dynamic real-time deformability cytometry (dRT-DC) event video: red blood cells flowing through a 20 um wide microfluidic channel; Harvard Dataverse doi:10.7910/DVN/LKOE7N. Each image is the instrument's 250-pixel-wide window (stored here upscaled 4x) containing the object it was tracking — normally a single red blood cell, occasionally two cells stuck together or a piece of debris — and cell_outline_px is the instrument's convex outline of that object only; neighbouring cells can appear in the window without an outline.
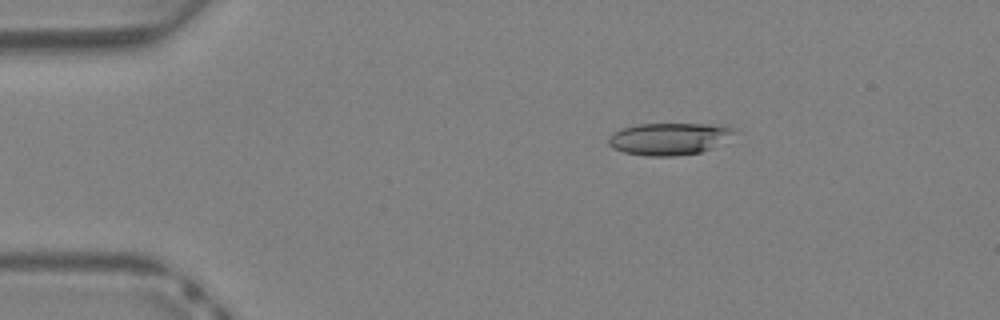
{"species": "Egyptian fruit bat (a non-hibernating species)", "species_latin": "Rousettus aegyptiacus", "temperature_condition": "warm", "stored_images_in_passage": 33, "camera_frame_rate_fps": 3000, "um_per_image_px": 0.085, "animal": {"sex": "female"}, "frame": {"image": 1, "passage_image": 1, "time_ms": 0.0, "image_size_px": [1000, 320], "cell_outline_px": [[732, 132], [712, 148], [700, 152], [676, 156], [644, 156], [624, 152], [612, 148], [608, 144], [608, 136], [624, 128], [640, 124], [708, 124], [732, 128]], "centroid_in_image_um": [56.75, 11.81], "position_along_channel_um": 28.2, "area_um2": 22.89}}
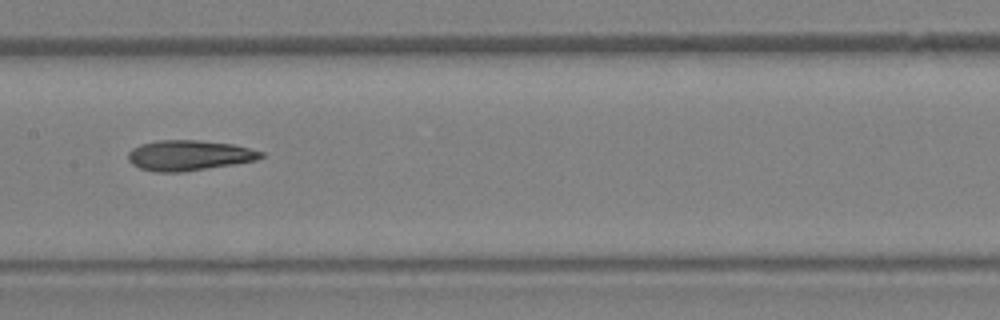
{"frame": {"image": 2, "passage_image": 14, "time_ms": 4.333, "image_size_px": [1000, 320], "cell_outline_px": [[264, 156], [256, 160], [184, 172], [156, 172], [140, 168], [132, 164], [128, 160], [128, 152], [132, 148], [140, 144], [156, 140], [196, 140], [232, 144], [264, 152]], "centroid_in_image_um": [16.03, 13.2], "position_along_channel_um": 191.4, "area_um2": 23.41}}
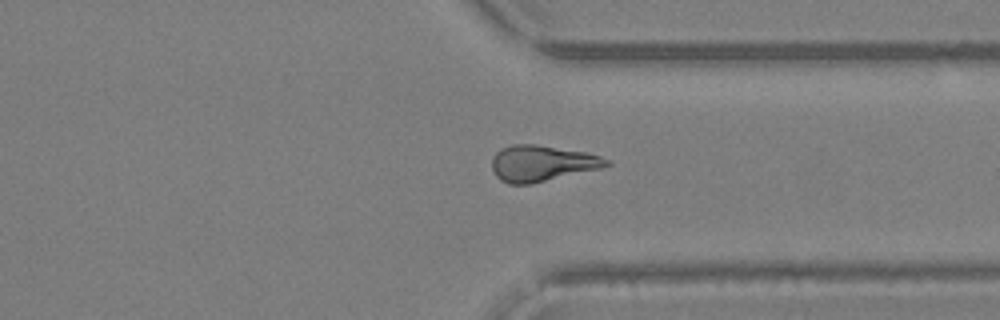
{"frame": {"image": 3, "passage_image": 24, "time_ms": 7.667, "image_size_px": [1000, 320], "cell_outline_px": [[612, 164], [600, 168], [532, 184], [508, 184], [500, 180], [496, 176], [492, 168], [492, 160], [496, 152], [500, 148], [512, 144], [532, 144], [584, 152], [600, 156], [608, 160]], "centroid_in_image_um": [46.02, 13.89], "position_along_channel_um": 365.4, "area_um2": 23.87}}